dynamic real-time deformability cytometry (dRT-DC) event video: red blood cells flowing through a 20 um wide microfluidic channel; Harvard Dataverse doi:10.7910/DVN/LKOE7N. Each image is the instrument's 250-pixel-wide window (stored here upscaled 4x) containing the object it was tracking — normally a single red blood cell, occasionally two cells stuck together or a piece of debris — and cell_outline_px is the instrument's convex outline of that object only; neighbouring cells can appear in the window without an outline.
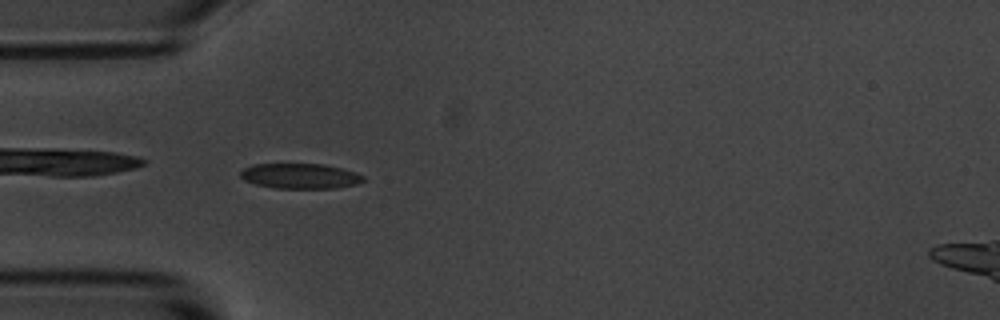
{"species": "common noctule bat (a hibernating species)", "species_latin": "Nyctalus noctula", "temperature_condition": "room temperature", "stored_images_in_passage": 40, "camera_frame_rate_fps": 3000, "um_per_image_px": 0.085, "animal": {"sex": "male", "body_mass_g": 20.1, "forearm_length_mm": 53.5}, "frame": {"image": 1, "passage_image": 1, "time_ms": 0.0, "image_size_px": [1000, 320], "cell_outline_px": [[364, 180], [356, 184], [336, 188], [276, 188], [256, 184], [244, 180], [240, 176], [240, 172], [244, 168], [252, 164], [324, 164], [356, 172], [364, 176]], "centroid_in_image_um": [25.51, 14.96], "position_along_channel_um": 59.5, "area_um2": 17.98}}
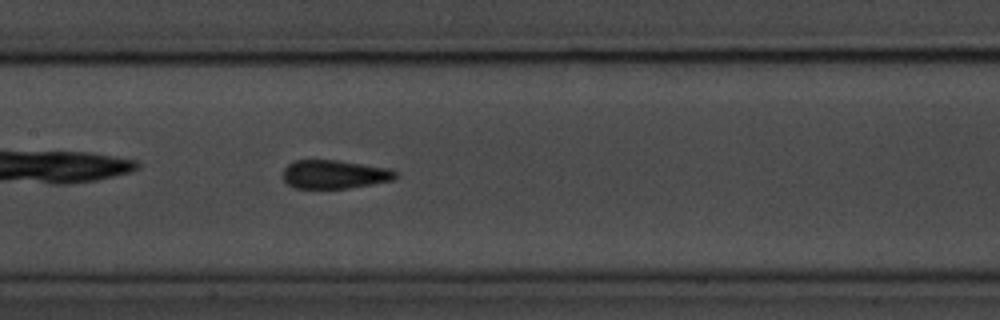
{"frame": {"image": 2, "passage_image": 11, "time_ms": 3.333, "image_size_px": [1000, 320], "cell_outline_px": [[396, 176], [392, 180], [372, 184], [348, 188], [292, 188], [280, 176], [284, 168], [288, 164], [296, 160], [336, 160], [388, 168], [396, 172]], "centroid_in_image_um": [28.35, 14.82], "position_along_channel_um": 179.0, "area_um2": 18.73}}
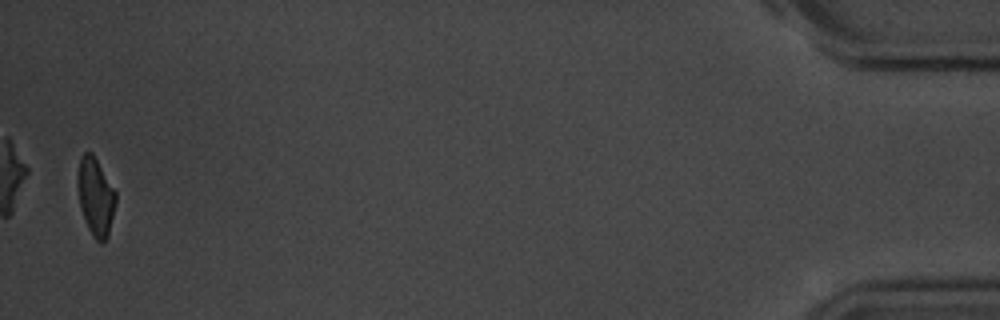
{"frame": {"image": 3, "passage_image": 39, "time_ms": 12.667, "image_size_px": [1000, 320], "cell_outline_px": [[116, 204], [108, 236], [100, 244], [92, 236], [88, 228], [80, 208], [76, 184], [76, 180], [80, 156], [84, 152], [92, 152], [116, 192]], "centroid_in_image_um": [8.11, 16.71], "position_along_channel_um": 427.1, "area_um2": 17.51}, "authors_computed_cell_mechanics": {"area_um2": 18.6116, "velocity_mm_per_s": 3.6278, "shape_relaxation_time_tau1_ms": 3.4645, "shape_relaxation_time_tau2_ms": 1.3485, "deformation_change_tau1": 0.1249, "deformation_change_tau2": 0.0837}}